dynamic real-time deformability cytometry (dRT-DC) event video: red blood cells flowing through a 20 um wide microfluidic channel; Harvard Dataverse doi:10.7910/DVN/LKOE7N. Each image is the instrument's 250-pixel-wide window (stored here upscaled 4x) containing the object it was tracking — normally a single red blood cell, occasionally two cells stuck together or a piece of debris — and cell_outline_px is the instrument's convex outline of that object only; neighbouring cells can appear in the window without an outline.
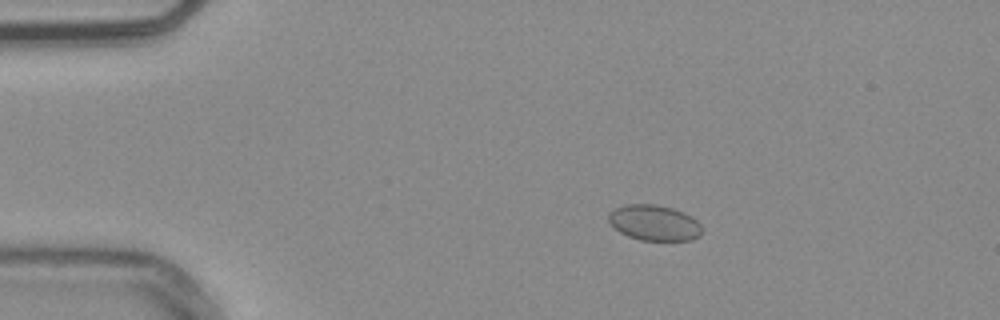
{"species": "common noctule bat (a hibernating species)", "species_latin": "Nyctalus noctula", "temperature_condition": "warm", "stored_images_in_passage": 55, "camera_frame_rate_fps": 3000, "um_per_image_px": 0.085, "animal": {"sex": "male", "body_mass_g": 20.4}, "frame": {"image": 1, "passage_image": 11, "time_ms": 3.333, "image_size_px": [1000, 320], "cell_outline_px": [[700, 236], [692, 240], [640, 240], [628, 236], [620, 232], [608, 224], [608, 212], [624, 204], [656, 204], [672, 208], [684, 212], [692, 216], [700, 224]], "centroid_in_image_um": [55.57, 18.93], "position_along_channel_um": 29.4, "area_um2": 19.54}}
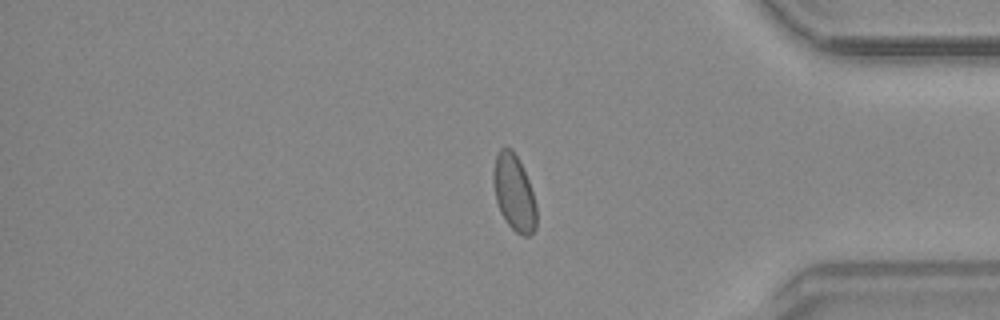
{"frame": {"image": 2, "passage_image": 46, "time_ms": 15.0, "image_size_px": [1000, 320], "cell_outline_px": [[536, 228], [528, 236], [524, 236], [516, 232], [508, 224], [500, 212], [496, 200], [492, 180], [492, 172], [496, 152], [500, 148], [512, 148], [528, 180], [536, 204]], "centroid_in_image_um": [43.66, 16.37], "position_along_channel_um": 391.5, "area_um2": 19.07}}
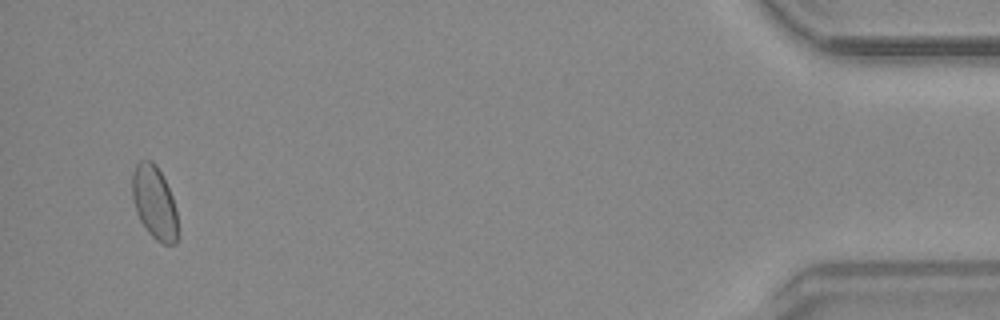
{"frame": {"image": 3, "passage_image": 53, "time_ms": 17.333, "image_size_px": [1000, 320], "cell_outline_px": [[180, 236], [176, 244], [164, 244], [156, 240], [148, 232], [140, 220], [136, 212], [132, 200], [132, 172], [136, 164], [140, 160], [152, 160], [156, 164], [172, 196], [176, 208]], "centroid_in_image_um": [13.14, 17.25], "position_along_channel_um": 422.1, "area_um2": 19.83}, "authors_computed_cell_mechanics": {"area_um2": 18.9584, "velocity_mm_per_s": 3.786, "shape_relaxation_time_tau1_ms": null, "shape_relaxation_time_tau2_ms": 8.5644, "deformation_change_tau1": null, "deformation_change_tau2": 0.1036}}